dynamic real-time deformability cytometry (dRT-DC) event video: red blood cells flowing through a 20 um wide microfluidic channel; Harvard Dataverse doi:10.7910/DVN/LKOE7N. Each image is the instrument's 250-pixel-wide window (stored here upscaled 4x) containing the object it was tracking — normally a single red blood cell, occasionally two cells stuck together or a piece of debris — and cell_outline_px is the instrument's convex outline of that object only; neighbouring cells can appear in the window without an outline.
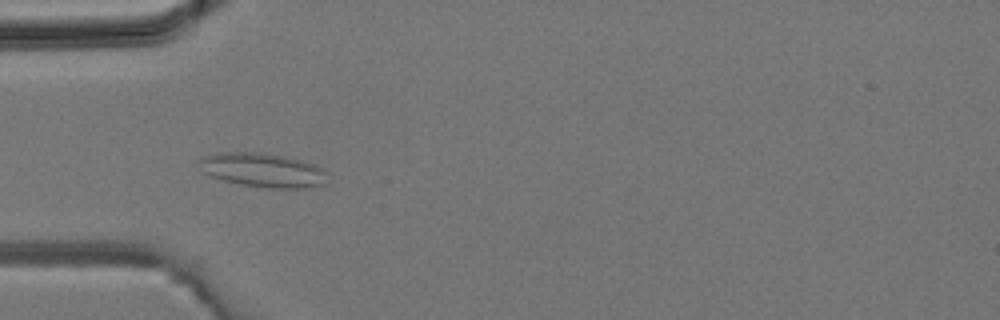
{"species": "common noctule bat (a hibernating species)", "species_latin": "Nyctalus noctula", "temperature_condition": "room temperature", "stored_images_in_passage": 32, "camera_frame_rate_fps": 3000, "um_per_image_px": 0.085, "animal": {"sex": "male", "body_mass_g": 19.2, "forearm_length_mm": 51.8}, "frame": {"image": 1, "passage_image": 4, "time_ms": 1.0, "image_size_px": [1000, 320], "cell_outline_px": [[324, 184], [308, 188], [264, 188], [240, 184], [224, 180], [212, 176], [204, 172], [200, 160], [200, 156], [216, 152], [264, 152], [304, 160], [316, 164], [324, 168]], "centroid_in_image_um": [22.35, 14.44], "position_along_channel_um": 62.6, "area_um2": 25.61}}
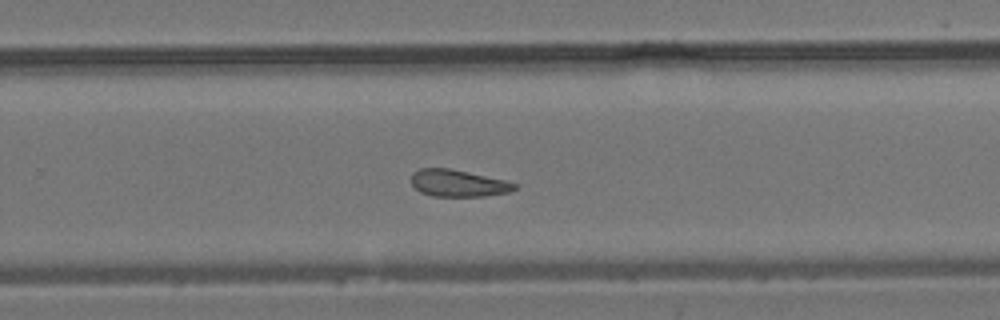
{"frame": {"image": 2, "passage_image": 18, "time_ms": 5.667, "image_size_px": [1000, 320], "cell_outline_px": [[516, 188], [508, 192], [484, 196], [432, 196], [420, 192], [412, 184], [412, 172], [420, 168], [448, 168], [468, 172], [504, 180], [516, 184]], "centroid_in_image_um": [38.9, 15.57], "position_along_channel_um": 290.9, "area_um2": 16.01}}
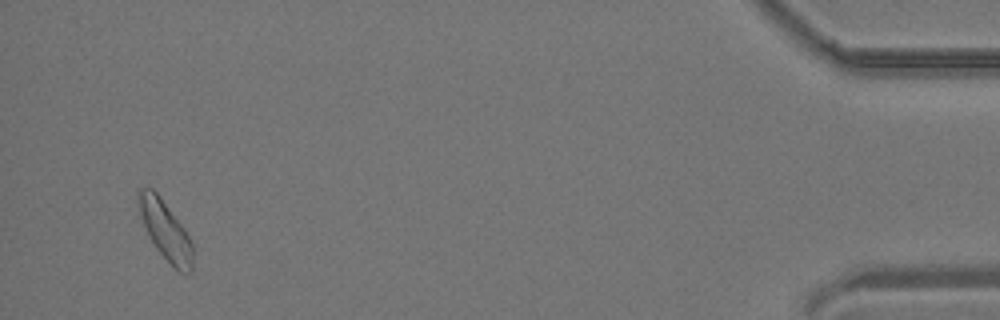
{"frame": {"image": 3, "passage_image": 31, "time_ms": 10.0, "image_size_px": [1000, 320], "cell_outline_px": [[192, 272], [180, 272], [156, 248], [144, 224], [140, 212], [140, 188], [152, 188], [160, 196], [184, 228], [192, 240]], "centroid_in_image_um": [14.11, 19.6], "position_along_channel_um": 421.1, "area_um2": 17.74}}